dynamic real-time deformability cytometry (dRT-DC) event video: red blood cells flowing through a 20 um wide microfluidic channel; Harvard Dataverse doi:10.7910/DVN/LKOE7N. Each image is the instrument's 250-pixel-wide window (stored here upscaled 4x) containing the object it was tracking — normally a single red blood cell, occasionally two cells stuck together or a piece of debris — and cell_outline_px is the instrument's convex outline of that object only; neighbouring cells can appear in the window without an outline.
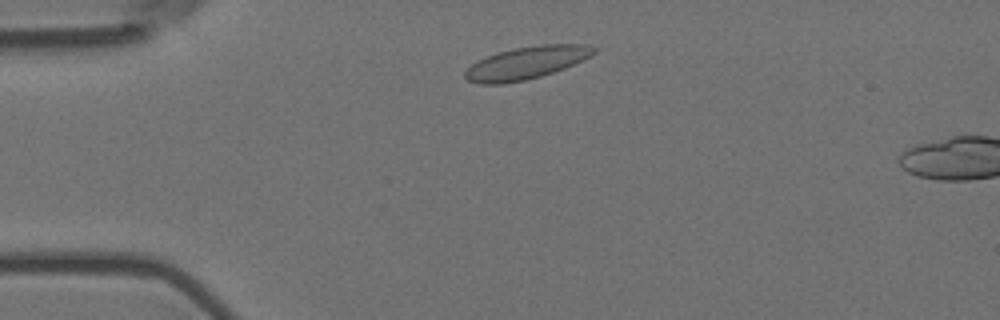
{"species": "Egyptian fruit bat (a non-hibernating species)", "species_latin": "Rousettus aegyptiacus", "temperature_condition": "room temperature", "stored_images_in_passage": 3, "camera_frame_rate_fps": 3000, "um_per_image_px": 0.085, "animal": {"sex": "female"}, "frame": {"image": 1, "passage_image": 2, "time_ms": 0.333, "image_size_px": [1000, 320], "cell_outline_px": [[596, 52], [592, 56], [584, 60], [564, 68], [540, 76], [524, 80], [504, 84], [480, 84], [468, 80], [464, 76], [464, 72], [476, 60], [496, 52], [512, 48], [540, 44], [588, 44], [596, 48]], "centroid_in_image_um": [44.74, 5.33], "position_along_channel_um": 40.3, "area_um2": 24.62}}